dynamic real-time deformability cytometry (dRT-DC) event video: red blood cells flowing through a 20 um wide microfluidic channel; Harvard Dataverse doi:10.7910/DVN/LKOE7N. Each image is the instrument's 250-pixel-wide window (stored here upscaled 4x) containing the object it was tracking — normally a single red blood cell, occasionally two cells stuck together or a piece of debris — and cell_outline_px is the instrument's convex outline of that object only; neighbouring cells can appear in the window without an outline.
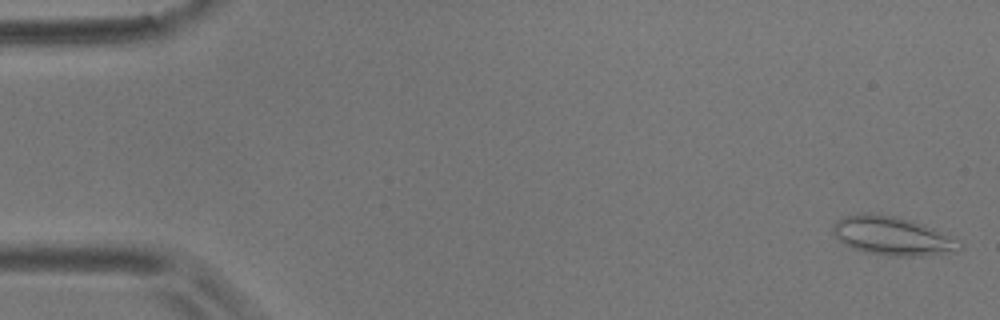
{"species": "common noctule bat (a hibernating species)", "species_latin": "Nyctalus noctula", "temperature_condition": "room temperature", "stored_images_in_passage": 6, "camera_frame_rate_fps": 3000, "um_per_image_px": 0.085, "animal": {"sex": "male", "body_mass_g": 17.9}, "frame": {"image": 1, "passage_image": 1, "time_ms": 0.0, "image_size_px": [1000, 320], "cell_outline_px": [[964, 248], [956, 252], [920, 256], [892, 256], [868, 252], [852, 248], [844, 244], [836, 236], [832, 228], [832, 224], [836, 220], [844, 216], [860, 212], [864, 212], [896, 216], [912, 220], [936, 228], [960, 240], [964, 244]], "centroid_in_image_um": [75.92, 20.04], "position_along_channel_um": 9.1, "area_um2": 29.07}}